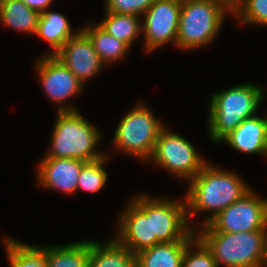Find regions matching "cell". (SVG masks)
Returning <instances> with one entry per match:
<instances>
[{
    "mask_svg": "<svg viewBox=\"0 0 267 267\" xmlns=\"http://www.w3.org/2000/svg\"><path fill=\"white\" fill-rule=\"evenodd\" d=\"M225 5L231 12L240 4L241 0H216Z\"/></svg>",
    "mask_w": 267,
    "mask_h": 267,
    "instance_id": "obj_29",
    "label": "cell"
},
{
    "mask_svg": "<svg viewBox=\"0 0 267 267\" xmlns=\"http://www.w3.org/2000/svg\"><path fill=\"white\" fill-rule=\"evenodd\" d=\"M104 2L106 12L142 17L155 0H105Z\"/></svg>",
    "mask_w": 267,
    "mask_h": 267,
    "instance_id": "obj_27",
    "label": "cell"
},
{
    "mask_svg": "<svg viewBox=\"0 0 267 267\" xmlns=\"http://www.w3.org/2000/svg\"><path fill=\"white\" fill-rule=\"evenodd\" d=\"M199 154L194 145L186 138L179 133L171 132L165 126L156 140L149 161L188 182L208 162Z\"/></svg>",
    "mask_w": 267,
    "mask_h": 267,
    "instance_id": "obj_7",
    "label": "cell"
},
{
    "mask_svg": "<svg viewBox=\"0 0 267 267\" xmlns=\"http://www.w3.org/2000/svg\"><path fill=\"white\" fill-rule=\"evenodd\" d=\"M195 231L212 251L217 267H267V230L227 233L208 223Z\"/></svg>",
    "mask_w": 267,
    "mask_h": 267,
    "instance_id": "obj_2",
    "label": "cell"
},
{
    "mask_svg": "<svg viewBox=\"0 0 267 267\" xmlns=\"http://www.w3.org/2000/svg\"><path fill=\"white\" fill-rule=\"evenodd\" d=\"M108 155L104 157L86 162L81 169L80 175L78 177L77 192L79 190L98 193L102 188H104L108 175L105 170L104 163L107 161Z\"/></svg>",
    "mask_w": 267,
    "mask_h": 267,
    "instance_id": "obj_24",
    "label": "cell"
},
{
    "mask_svg": "<svg viewBox=\"0 0 267 267\" xmlns=\"http://www.w3.org/2000/svg\"><path fill=\"white\" fill-rule=\"evenodd\" d=\"M232 15L244 25L267 26V0H241Z\"/></svg>",
    "mask_w": 267,
    "mask_h": 267,
    "instance_id": "obj_25",
    "label": "cell"
},
{
    "mask_svg": "<svg viewBox=\"0 0 267 267\" xmlns=\"http://www.w3.org/2000/svg\"><path fill=\"white\" fill-rule=\"evenodd\" d=\"M92 23L93 21L84 25L81 29L91 39L94 49L104 65L122 61L130 51V47L105 32L98 24Z\"/></svg>",
    "mask_w": 267,
    "mask_h": 267,
    "instance_id": "obj_21",
    "label": "cell"
},
{
    "mask_svg": "<svg viewBox=\"0 0 267 267\" xmlns=\"http://www.w3.org/2000/svg\"><path fill=\"white\" fill-rule=\"evenodd\" d=\"M48 267H88L90 240L75 241L63 246H45Z\"/></svg>",
    "mask_w": 267,
    "mask_h": 267,
    "instance_id": "obj_20",
    "label": "cell"
},
{
    "mask_svg": "<svg viewBox=\"0 0 267 267\" xmlns=\"http://www.w3.org/2000/svg\"><path fill=\"white\" fill-rule=\"evenodd\" d=\"M164 124L143 102L126 113L114 133L113 147L147 162Z\"/></svg>",
    "mask_w": 267,
    "mask_h": 267,
    "instance_id": "obj_6",
    "label": "cell"
},
{
    "mask_svg": "<svg viewBox=\"0 0 267 267\" xmlns=\"http://www.w3.org/2000/svg\"><path fill=\"white\" fill-rule=\"evenodd\" d=\"M4 239L5 253L11 267H48L44 245L37 247L6 236Z\"/></svg>",
    "mask_w": 267,
    "mask_h": 267,
    "instance_id": "obj_23",
    "label": "cell"
},
{
    "mask_svg": "<svg viewBox=\"0 0 267 267\" xmlns=\"http://www.w3.org/2000/svg\"><path fill=\"white\" fill-rule=\"evenodd\" d=\"M88 267H135V253L115 238L104 243L90 240Z\"/></svg>",
    "mask_w": 267,
    "mask_h": 267,
    "instance_id": "obj_17",
    "label": "cell"
},
{
    "mask_svg": "<svg viewBox=\"0 0 267 267\" xmlns=\"http://www.w3.org/2000/svg\"><path fill=\"white\" fill-rule=\"evenodd\" d=\"M232 12L216 0H182L176 46L184 51L205 47L212 42L225 15Z\"/></svg>",
    "mask_w": 267,
    "mask_h": 267,
    "instance_id": "obj_5",
    "label": "cell"
},
{
    "mask_svg": "<svg viewBox=\"0 0 267 267\" xmlns=\"http://www.w3.org/2000/svg\"><path fill=\"white\" fill-rule=\"evenodd\" d=\"M37 166V182L39 186L51 190H59L65 194L77 192L78 177L82 166L86 163L72 158L44 157Z\"/></svg>",
    "mask_w": 267,
    "mask_h": 267,
    "instance_id": "obj_14",
    "label": "cell"
},
{
    "mask_svg": "<svg viewBox=\"0 0 267 267\" xmlns=\"http://www.w3.org/2000/svg\"><path fill=\"white\" fill-rule=\"evenodd\" d=\"M105 13V18L97 24L105 32L131 48L137 37L142 33V17L130 14Z\"/></svg>",
    "mask_w": 267,
    "mask_h": 267,
    "instance_id": "obj_22",
    "label": "cell"
},
{
    "mask_svg": "<svg viewBox=\"0 0 267 267\" xmlns=\"http://www.w3.org/2000/svg\"><path fill=\"white\" fill-rule=\"evenodd\" d=\"M242 177L232 171L220 169L207 163L202 170L189 181L185 194L187 219L190 222L197 213L210 212L202 221L208 224L215 216L232 203L239 200L251 188Z\"/></svg>",
    "mask_w": 267,
    "mask_h": 267,
    "instance_id": "obj_1",
    "label": "cell"
},
{
    "mask_svg": "<svg viewBox=\"0 0 267 267\" xmlns=\"http://www.w3.org/2000/svg\"><path fill=\"white\" fill-rule=\"evenodd\" d=\"M40 83L52 102L59 104L58 111H78L72 106L64 105L72 96L78 95L84 84L54 55H45L37 61Z\"/></svg>",
    "mask_w": 267,
    "mask_h": 267,
    "instance_id": "obj_12",
    "label": "cell"
},
{
    "mask_svg": "<svg viewBox=\"0 0 267 267\" xmlns=\"http://www.w3.org/2000/svg\"><path fill=\"white\" fill-rule=\"evenodd\" d=\"M263 87L245 83L211 95L208 105V135L213 143L220 141L245 119L256 116L264 98Z\"/></svg>",
    "mask_w": 267,
    "mask_h": 267,
    "instance_id": "obj_3",
    "label": "cell"
},
{
    "mask_svg": "<svg viewBox=\"0 0 267 267\" xmlns=\"http://www.w3.org/2000/svg\"><path fill=\"white\" fill-rule=\"evenodd\" d=\"M51 150L45 157L72 158L90 162L104 157L98 152L102 133L78 111H57ZM96 149V150H95Z\"/></svg>",
    "mask_w": 267,
    "mask_h": 267,
    "instance_id": "obj_4",
    "label": "cell"
},
{
    "mask_svg": "<svg viewBox=\"0 0 267 267\" xmlns=\"http://www.w3.org/2000/svg\"><path fill=\"white\" fill-rule=\"evenodd\" d=\"M182 0H155L142 15L145 51H156L169 42L176 45Z\"/></svg>",
    "mask_w": 267,
    "mask_h": 267,
    "instance_id": "obj_11",
    "label": "cell"
},
{
    "mask_svg": "<svg viewBox=\"0 0 267 267\" xmlns=\"http://www.w3.org/2000/svg\"><path fill=\"white\" fill-rule=\"evenodd\" d=\"M119 217L114 238L120 244L135 254L156 245V237H152L150 195L131 198Z\"/></svg>",
    "mask_w": 267,
    "mask_h": 267,
    "instance_id": "obj_9",
    "label": "cell"
},
{
    "mask_svg": "<svg viewBox=\"0 0 267 267\" xmlns=\"http://www.w3.org/2000/svg\"><path fill=\"white\" fill-rule=\"evenodd\" d=\"M77 32H73L69 20L62 13L48 9L40 14L35 36L42 38L52 47V51L47 55H55Z\"/></svg>",
    "mask_w": 267,
    "mask_h": 267,
    "instance_id": "obj_18",
    "label": "cell"
},
{
    "mask_svg": "<svg viewBox=\"0 0 267 267\" xmlns=\"http://www.w3.org/2000/svg\"><path fill=\"white\" fill-rule=\"evenodd\" d=\"M245 154H267V117L254 116L245 119L225 136L220 143Z\"/></svg>",
    "mask_w": 267,
    "mask_h": 267,
    "instance_id": "obj_15",
    "label": "cell"
},
{
    "mask_svg": "<svg viewBox=\"0 0 267 267\" xmlns=\"http://www.w3.org/2000/svg\"><path fill=\"white\" fill-rule=\"evenodd\" d=\"M191 241L159 243L135 254V267H182L186 246Z\"/></svg>",
    "mask_w": 267,
    "mask_h": 267,
    "instance_id": "obj_16",
    "label": "cell"
},
{
    "mask_svg": "<svg viewBox=\"0 0 267 267\" xmlns=\"http://www.w3.org/2000/svg\"><path fill=\"white\" fill-rule=\"evenodd\" d=\"M29 8H31L34 11H37L38 13H43L48 8H50V5H52L53 0H22Z\"/></svg>",
    "mask_w": 267,
    "mask_h": 267,
    "instance_id": "obj_28",
    "label": "cell"
},
{
    "mask_svg": "<svg viewBox=\"0 0 267 267\" xmlns=\"http://www.w3.org/2000/svg\"><path fill=\"white\" fill-rule=\"evenodd\" d=\"M39 17L22 0H0V21L7 28L35 35Z\"/></svg>",
    "mask_w": 267,
    "mask_h": 267,
    "instance_id": "obj_19",
    "label": "cell"
},
{
    "mask_svg": "<svg viewBox=\"0 0 267 267\" xmlns=\"http://www.w3.org/2000/svg\"><path fill=\"white\" fill-rule=\"evenodd\" d=\"M85 84L105 66L89 36L82 30L71 37L54 55Z\"/></svg>",
    "mask_w": 267,
    "mask_h": 267,
    "instance_id": "obj_13",
    "label": "cell"
},
{
    "mask_svg": "<svg viewBox=\"0 0 267 267\" xmlns=\"http://www.w3.org/2000/svg\"><path fill=\"white\" fill-rule=\"evenodd\" d=\"M209 224L216 231L227 233L267 230V199L259 197L251 187Z\"/></svg>",
    "mask_w": 267,
    "mask_h": 267,
    "instance_id": "obj_10",
    "label": "cell"
},
{
    "mask_svg": "<svg viewBox=\"0 0 267 267\" xmlns=\"http://www.w3.org/2000/svg\"><path fill=\"white\" fill-rule=\"evenodd\" d=\"M198 225H189L185 198L151 197L152 237H156V244L192 241L197 236Z\"/></svg>",
    "mask_w": 267,
    "mask_h": 267,
    "instance_id": "obj_8",
    "label": "cell"
},
{
    "mask_svg": "<svg viewBox=\"0 0 267 267\" xmlns=\"http://www.w3.org/2000/svg\"><path fill=\"white\" fill-rule=\"evenodd\" d=\"M192 249H194L193 252ZM182 267H217V264L212 251L196 236L186 246Z\"/></svg>",
    "mask_w": 267,
    "mask_h": 267,
    "instance_id": "obj_26",
    "label": "cell"
}]
</instances>
